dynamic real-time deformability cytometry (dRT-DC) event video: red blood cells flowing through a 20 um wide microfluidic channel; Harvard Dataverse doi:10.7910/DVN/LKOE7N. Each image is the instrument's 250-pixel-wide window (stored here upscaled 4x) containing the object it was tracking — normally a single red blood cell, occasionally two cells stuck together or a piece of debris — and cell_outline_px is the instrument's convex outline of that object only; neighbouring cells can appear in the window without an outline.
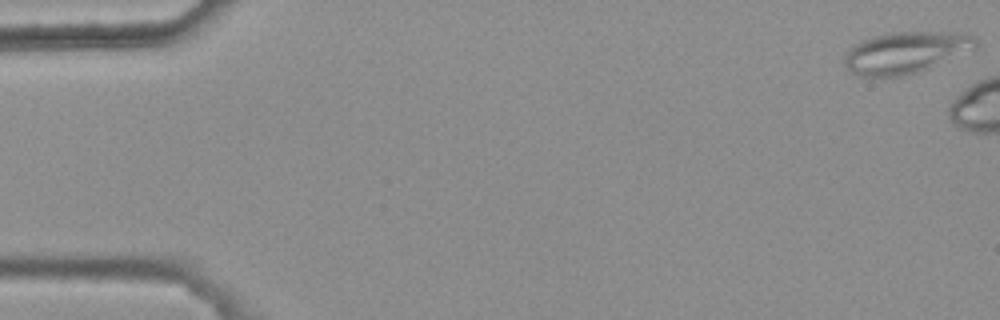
{"species": "common noctule bat (a hibernating species)", "species_latin": "Nyctalus noctula", "temperature_condition": "warm", "stored_images_in_passage": 3, "camera_frame_rate_fps": 3000, "um_per_image_px": 0.085, "animal": {"sex": "female", "body_mass_g": 25.1}, "frame": {"image": 1, "passage_image": 1, "time_ms": 0.0, "image_size_px": [1000, 320], "cell_outline_px": [[980, 48], [928, 68], [916, 72], [900, 76], [860, 76], [852, 72], [844, 64], [844, 56], [848, 48], [860, 40], [872, 36], [892, 32], [964, 32], [972, 36], [976, 40]], "centroid_in_image_um": [77.01, 4.44], "position_along_channel_um": 8.0, "area_um2": 32.08}}